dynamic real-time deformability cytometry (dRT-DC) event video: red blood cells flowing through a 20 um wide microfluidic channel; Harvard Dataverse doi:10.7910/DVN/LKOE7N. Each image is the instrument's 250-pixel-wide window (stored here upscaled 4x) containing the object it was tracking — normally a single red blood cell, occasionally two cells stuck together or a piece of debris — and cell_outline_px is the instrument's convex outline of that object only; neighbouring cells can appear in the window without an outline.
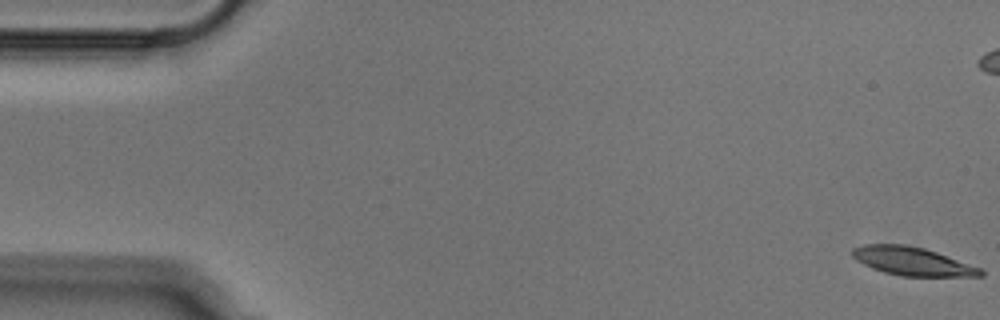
{"species": "Egyptian fruit bat (a non-hibernating species)", "species_latin": "Rousettus aegyptiacus", "temperature_condition": "cold", "stored_images_in_passage": 53, "camera_frame_rate_fps": 3000, "um_per_image_px": 0.085, "animal": {"sex": "male"}, "frame": {"image": 1, "passage_image": 1, "time_ms": 0.0, "image_size_px": [1000, 320], "cell_outline_px": [[984, 276], [900, 276], [884, 272], [872, 268], [856, 260], [852, 256], [852, 248], [864, 244], [904, 244], [924, 248], [936, 252], [980, 268], [984, 272]], "centroid_in_image_um": [77.51, 22.2], "position_along_channel_um": 7.5, "area_um2": 21.04}}
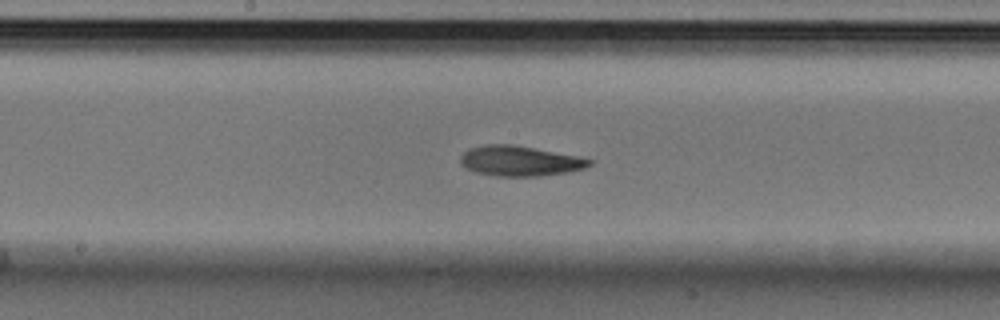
{"frame": {"image": 2, "passage_image": 27, "time_ms": 8.667, "image_size_px": [1000, 320], "cell_outline_px": [[596, 160], [592, 164], [584, 168], [568, 172], [540, 176], [496, 176], [472, 172], [460, 164], [460, 156], [468, 148], [488, 144], [512, 144], [580, 156]], "centroid_in_image_um": [44.19, 13.68], "position_along_channel_um": 204.0, "area_um2": 23.0}}
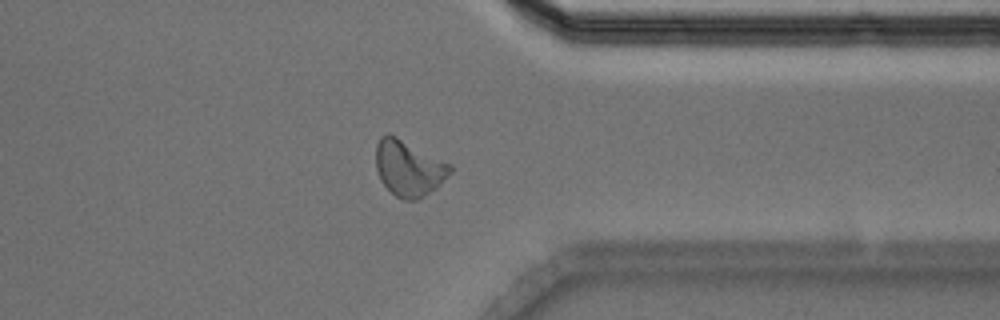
{"frame": {"image": 3, "passage_image": 41, "time_ms": 13.333, "image_size_px": [1000, 320], "cell_outline_px": [[452, 172], [436, 188], [424, 196], [416, 200], [404, 200], [396, 196], [380, 180], [376, 168], [376, 144], [380, 136], [396, 136], [452, 164]], "centroid_in_image_um": [34.76, 14.3], "position_along_channel_um": 376.6, "area_um2": 23.99}}